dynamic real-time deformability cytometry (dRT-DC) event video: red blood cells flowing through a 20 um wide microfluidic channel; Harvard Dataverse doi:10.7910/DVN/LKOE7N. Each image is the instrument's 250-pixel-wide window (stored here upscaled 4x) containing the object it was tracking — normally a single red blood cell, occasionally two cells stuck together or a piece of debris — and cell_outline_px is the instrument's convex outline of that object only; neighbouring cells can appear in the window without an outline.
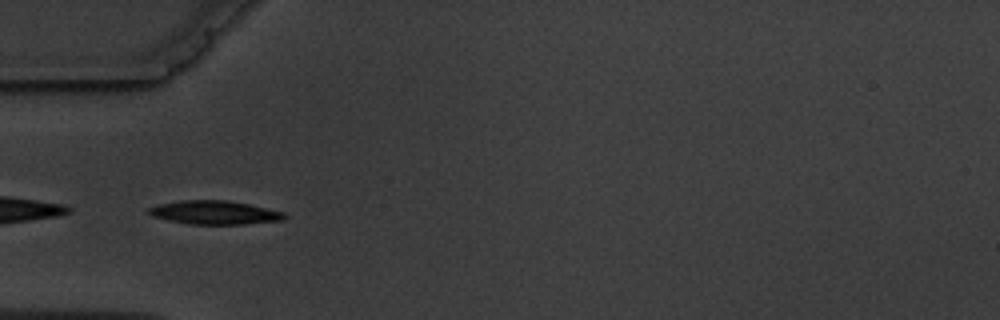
{"species": "common noctule bat (a hibernating species)", "species_latin": "Nyctalus noctula", "temperature_condition": "warm", "stored_images_in_passage": 6, "camera_frame_rate_fps": 3000, "um_per_image_px": 0.085, "animal": {"sex": "male", "body_mass_g": 19.5, "forearm_length_mm": 54.6}, "frame": {"image": 1, "passage_image": 5, "time_ms": 4.667, "image_size_px": [1000, 320], "cell_outline_px": [[288, 216], [284, 220], [244, 224], [188, 224], [152, 216], [148, 212], [148, 208], [160, 204], [180, 200], [228, 200], [248, 204], [284, 212]], "centroid_in_image_um": [18.26, 18.06], "position_along_channel_um": 66.7, "area_um2": 18.61}}
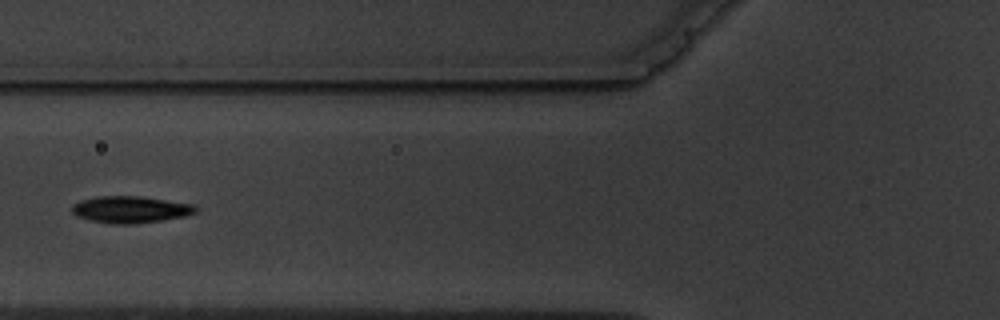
{"frame": {"image": 2, "passage_image": 6, "time_ms": 6.0, "image_size_px": [1000, 320], "cell_outline_px": [[200, 208], [196, 212], [184, 216], [136, 224], [112, 224], [92, 220], [76, 216], [72, 212], [72, 204], [80, 200], [100, 196], [140, 196], [196, 204]], "centroid_in_image_um": [11.12, 17.8], "position_along_channel_um": 114.7, "area_um2": 19.42}}